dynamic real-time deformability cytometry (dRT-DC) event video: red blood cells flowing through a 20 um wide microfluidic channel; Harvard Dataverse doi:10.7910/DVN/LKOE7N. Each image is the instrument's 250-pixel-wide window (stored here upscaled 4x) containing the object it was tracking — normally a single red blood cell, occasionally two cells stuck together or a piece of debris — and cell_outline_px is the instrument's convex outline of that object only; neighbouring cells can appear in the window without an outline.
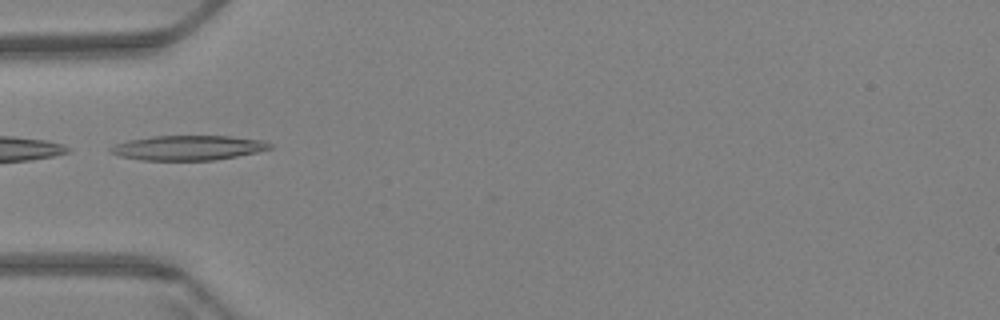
{"species": "Egyptian fruit bat (a non-hibernating species)", "species_latin": "Rousettus aegyptiacus", "temperature_condition": "warm", "stored_images_in_passage": 7, "camera_frame_rate_fps": 3000, "um_per_image_px": 0.085, "animal": {"sex": "female"}, "frame": {"image": 1, "passage_image": 1, "time_ms": 0.0, "image_size_px": [1000, 320], "cell_outline_px": [[272, 148], [256, 152], [236, 156], [212, 160], [140, 160], [120, 156], [108, 152], [108, 148], [116, 144], [128, 140], [152, 136], [232, 136], [264, 140], [272, 144]], "centroid_in_image_um": [15.97, 12.55], "position_along_channel_um": 69.0, "area_um2": 23.0}}